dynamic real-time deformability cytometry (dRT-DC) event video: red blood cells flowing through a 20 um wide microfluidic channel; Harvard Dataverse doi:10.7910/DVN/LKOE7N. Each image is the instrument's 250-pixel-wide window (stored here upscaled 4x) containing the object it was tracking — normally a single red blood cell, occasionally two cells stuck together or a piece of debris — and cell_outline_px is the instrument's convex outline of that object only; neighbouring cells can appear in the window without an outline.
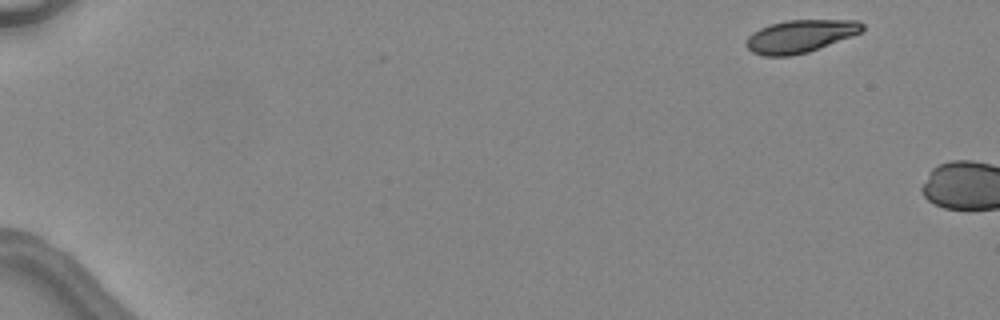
{"species": "common noctule bat (a hibernating species)", "species_latin": "Nyctalus noctula", "temperature_condition": "warm", "stored_images_in_passage": 3, "camera_frame_rate_fps": 3000, "um_per_image_px": 0.085, "animal": {"sex": "female", "body_mass_g": 24.6, "forearm_length_mm": 56.2}, "frame": {"image": 1, "passage_image": 1, "time_ms": 0.0, "image_size_px": [1000, 320], "cell_outline_px": [[864, 28], [860, 32], [852, 36], [808, 52], [792, 56], [764, 56], [752, 52], [744, 44], [748, 36], [752, 32], [760, 28], [772, 24], [788, 20], [860, 20], [864, 24]], "centroid_in_image_um": [68.01, 3.08], "position_along_channel_um": 17.0, "area_um2": 22.14}}